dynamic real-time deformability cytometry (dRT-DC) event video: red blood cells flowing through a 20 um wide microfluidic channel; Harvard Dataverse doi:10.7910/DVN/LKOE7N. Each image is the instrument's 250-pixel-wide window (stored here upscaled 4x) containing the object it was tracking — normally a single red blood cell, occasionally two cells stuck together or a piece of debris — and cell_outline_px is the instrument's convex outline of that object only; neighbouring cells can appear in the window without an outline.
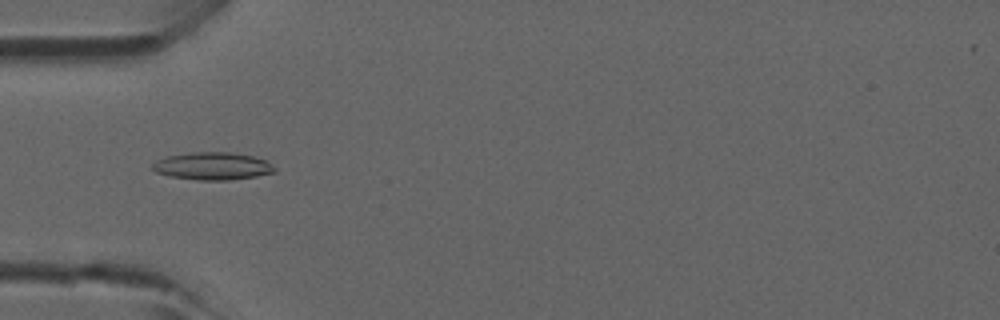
{"species": "common noctule bat (a hibernating species)", "species_latin": "Nyctalus noctula", "temperature_condition": "room temperature", "stored_images_in_passage": 45, "camera_frame_rate_fps": 3000, "um_per_image_px": 0.085, "animal": {"sex": "male", "forearm_length_mm": 52.5}, "frame": {"image": 1, "passage_image": 14, "time_ms": 4.333, "image_size_px": [1000, 320], "cell_outline_px": [[276, 172], [256, 176], [228, 180], [196, 180], [172, 176], [156, 172], [152, 168], [152, 164], [156, 160], [168, 156], [192, 152], [228, 152], [252, 156], [264, 160], [276, 168]], "centroid_in_image_um": [18.06, 14.12], "position_along_channel_um": 66.9, "area_um2": 19.42}}
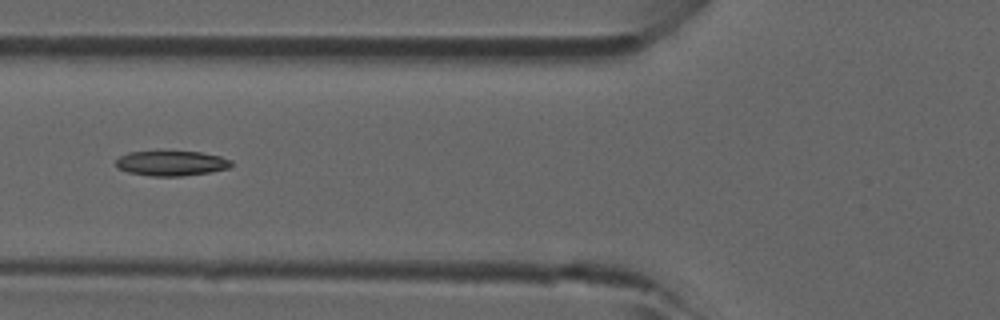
{"frame": {"image": 2, "passage_image": 17, "time_ms": 5.333, "image_size_px": [1000, 320], "cell_outline_px": [[232, 164], [228, 168], [208, 172], [180, 176], [152, 176], [128, 172], [120, 168], [116, 164], [116, 160], [120, 156], [128, 152], [164, 148], [200, 152], [220, 156], [232, 160]], "centroid_in_image_um": [14.54, 13.81], "position_along_channel_um": 111.3, "area_um2": 17.51}}
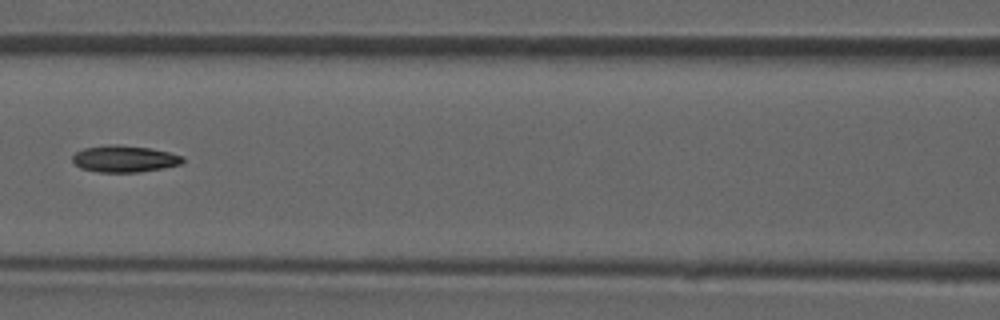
{"frame": {"image": 3, "passage_image": 20, "time_ms": 6.333, "image_size_px": [1000, 320], "cell_outline_px": [[184, 160], [180, 164], [164, 168], [140, 172], [96, 172], [80, 168], [72, 160], [72, 156], [76, 152], [84, 148], [112, 144], [116, 144], [152, 148], [184, 156]], "centroid_in_image_um": [10.58, 13.5], "position_along_channel_um": 156.0, "area_um2": 17.22}}